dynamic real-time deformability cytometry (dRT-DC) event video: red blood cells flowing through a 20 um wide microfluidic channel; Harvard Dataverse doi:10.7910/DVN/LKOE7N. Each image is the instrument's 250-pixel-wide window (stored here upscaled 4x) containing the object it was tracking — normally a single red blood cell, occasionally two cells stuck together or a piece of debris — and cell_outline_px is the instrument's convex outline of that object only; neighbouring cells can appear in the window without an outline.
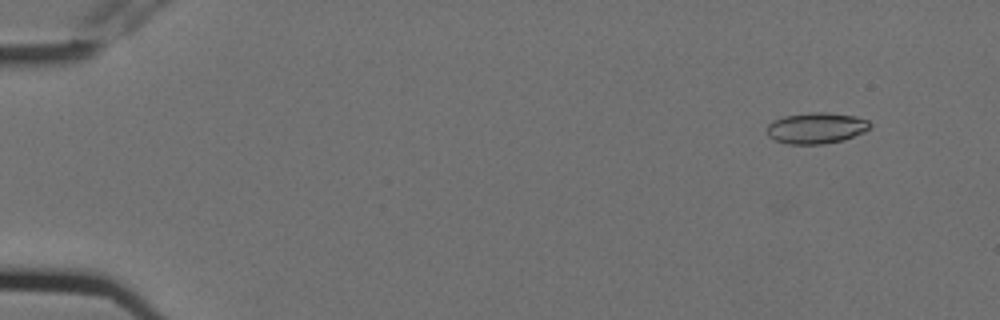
{"species": "Egyptian fruit bat (a non-hibernating species)", "species_latin": "Rousettus aegyptiacus", "temperature_condition": "cold", "stored_images_in_passage": 6, "camera_frame_rate_fps": 3000, "um_per_image_px": 0.085, "animal": {"sex": "female"}, "frame": {"image": 1, "passage_image": 2, "time_ms": 0.333, "image_size_px": [1000, 320], "cell_outline_px": [[872, 128], [864, 132], [844, 140], [824, 144], [788, 144], [776, 140], [768, 136], [768, 124], [772, 120], [784, 116], [812, 112], [824, 112], [856, 116], [868, 120], [872, 124]], "centroid_in_image_um": [69.42, 10.88], "position_along_channel_um": 15.6, "area_um2": 18.79}}
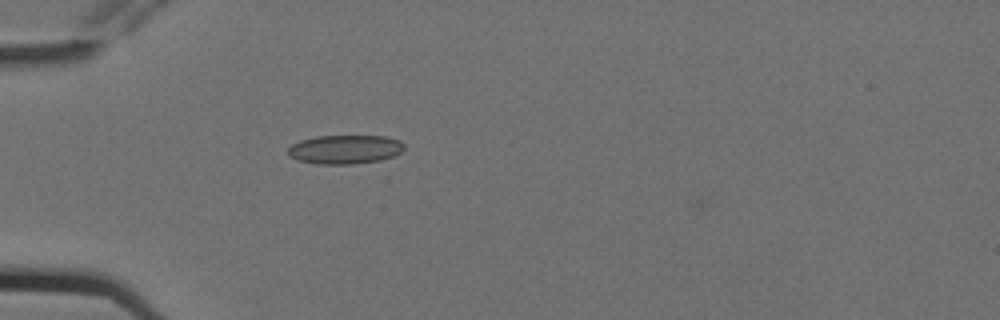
{"frame": {"image": 2, "passage_image": 5, "time_ms": 1.333, "image_size_px": [1000, 320], "cell_outline_px": [[404, 148], [400, 152], [392, 156], [380, 160], [352, 164], [316, 164], [296, 160], [288, 156], [288, 148], [292, 144], [300, 140], [316, 136], [384, 136], [400, 140], [404, 144]], "centroid_in_image_um": [29.28, 12.7], "position_along_channel_um": 55.7, "area_um2": 19.65}}